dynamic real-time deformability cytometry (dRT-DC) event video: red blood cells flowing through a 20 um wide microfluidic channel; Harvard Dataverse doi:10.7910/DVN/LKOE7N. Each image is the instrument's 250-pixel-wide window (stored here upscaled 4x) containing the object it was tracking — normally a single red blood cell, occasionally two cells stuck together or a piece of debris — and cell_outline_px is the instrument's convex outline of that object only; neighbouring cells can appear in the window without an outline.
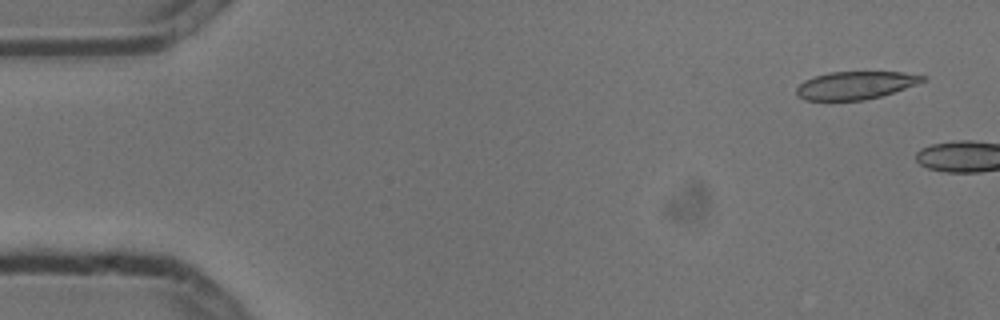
{"species": "common noctule bat (a hibernating species)", "species_latin": "Nyctalus noctula", "temperature_condition": "cold", "stored_images_in_passage": 2, "camera_frame_rate_fps": 3000, "um_per_image_px": 0.085, "animal": {"sex": "male", "body_mass_g": 13.3}, "frame": {"image": 1, "passage_image": 1, "time_ms": 0.0, "image_size_px": [1000, 320], "cell_outline_px": [[928, 80], [880, 96], [864, 100], [804, 100], [796, 92], [796, 88], [804, 80], [828, 72], [904, 72], [928, 76]], "centroid_in_image_um": [72.74, 7.24], "position_along_channel_um": 12.3, "area_um2": 20.35}}